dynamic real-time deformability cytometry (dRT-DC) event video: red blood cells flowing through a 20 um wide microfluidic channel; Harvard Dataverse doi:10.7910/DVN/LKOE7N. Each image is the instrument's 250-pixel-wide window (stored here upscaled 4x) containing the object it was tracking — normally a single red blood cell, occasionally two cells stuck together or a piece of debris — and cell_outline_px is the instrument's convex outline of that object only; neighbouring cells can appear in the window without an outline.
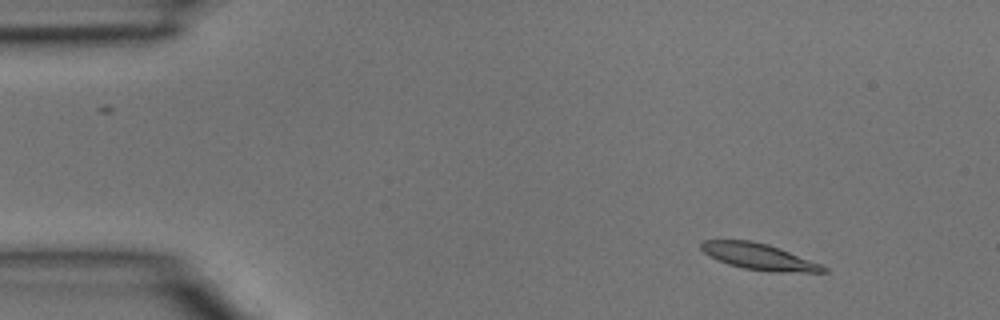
{"species": "common noctule bat (a hibernating species)", "species_latin": "Nyctalus noctula", "temperature_condition": "room temperature", "stored_images_in_passage": 2, "camera_frame_rate_fps": 3000, "um_per_image_px": 0.085, "animal": {"sex": "male", "body_mass_g": 15.6}, "frame": {"image": 1, "passage_image": 1, "time_ms": 0.0, "image_size_px": [1000, 320], "cell_outline_px": [[828, 272], [768, 272], [744, 268], [728, 264], [708, 256], [700, 248], [700, 244], [704, 240], [752, 240], [768, 244], [780, 248], [820, 264], [828, 268]], "centroid_in_image_um": [64.49, 21.81], "position_along_channel_um": 20.5, "area_um2": 18.73}}